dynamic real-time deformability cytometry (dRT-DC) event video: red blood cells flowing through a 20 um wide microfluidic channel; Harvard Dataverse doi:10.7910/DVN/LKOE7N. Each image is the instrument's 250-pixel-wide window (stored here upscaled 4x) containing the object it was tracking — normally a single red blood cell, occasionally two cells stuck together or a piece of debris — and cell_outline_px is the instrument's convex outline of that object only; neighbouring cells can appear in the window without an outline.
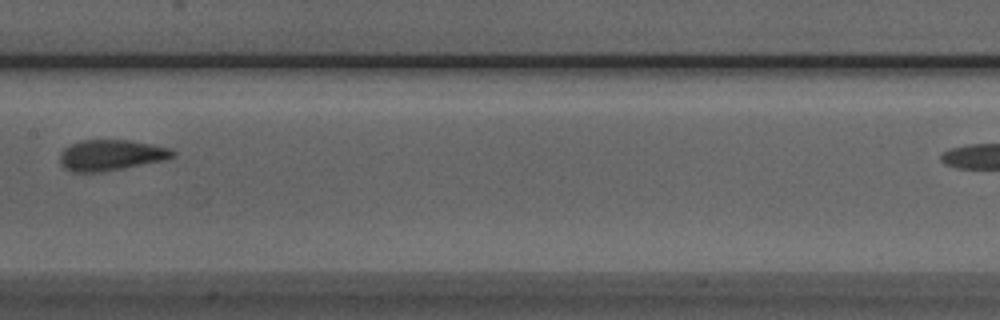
{"species": "Egyptian fruit bat (a non-hibernating species)", "species_latin": "Rousettus aegyptiacus", "temperature_condition": "room temperature", "stored_images_in_passage": 6, "camera_frame_rate_fps": 3000, "um_per_image_px": 0.085, "animal": {"sex": "male"}, "frame": {"image": 1, "passage_image": 4, "time_ms": 3.333, "image_size_px": [1000, 320], "cell_outline_px": [[176, 156], [164, 160], [100, 172], [72, 172], [64, 168], [60, 164], [60, 152], [64, 148], [80, 140], [128, 140], [168, 148], [176, 152]], "centroid_in_image_um": [9.39, 13.19], "position_along_channel_um": 198.0, "area_um2": 20.06}}